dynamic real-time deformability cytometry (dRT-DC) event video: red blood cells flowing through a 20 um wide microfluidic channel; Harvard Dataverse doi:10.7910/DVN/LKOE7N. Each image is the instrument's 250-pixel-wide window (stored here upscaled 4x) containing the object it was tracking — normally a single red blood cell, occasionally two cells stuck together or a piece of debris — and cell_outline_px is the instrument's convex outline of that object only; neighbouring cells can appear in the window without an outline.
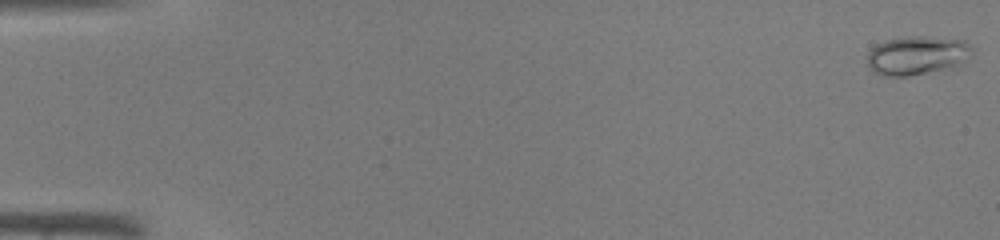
{"species": "common noctule bat (a hibernating species)", "species_latin": "Nyctalus noctula", "temperature_condition": "warm", "stored_images_in_passage": 9, "camera_frame_rate_fps": 3000, "um_per_image_px": 0.085, "animal": {"sex": "male", "body_mass_g": 19.0, "forearm_length_mm": 50.8}, "frame": {"image": 1, "passage_image": 1, "time_ms": 0.0, "image_size_px": [1000, 240], "cell_outline_px": [[972, 56], [960, 68], [908, 76], [884, 76], [872, 72], [868, 64], [868, 52], [876, 44], [888, 40], [908, 36], [924, 36], [964, 40], [972, 48]], "centroid_in_image_um": [78.02, 4.74], "position_along_channel_um": 7.0, "area_um2": 24.39}}